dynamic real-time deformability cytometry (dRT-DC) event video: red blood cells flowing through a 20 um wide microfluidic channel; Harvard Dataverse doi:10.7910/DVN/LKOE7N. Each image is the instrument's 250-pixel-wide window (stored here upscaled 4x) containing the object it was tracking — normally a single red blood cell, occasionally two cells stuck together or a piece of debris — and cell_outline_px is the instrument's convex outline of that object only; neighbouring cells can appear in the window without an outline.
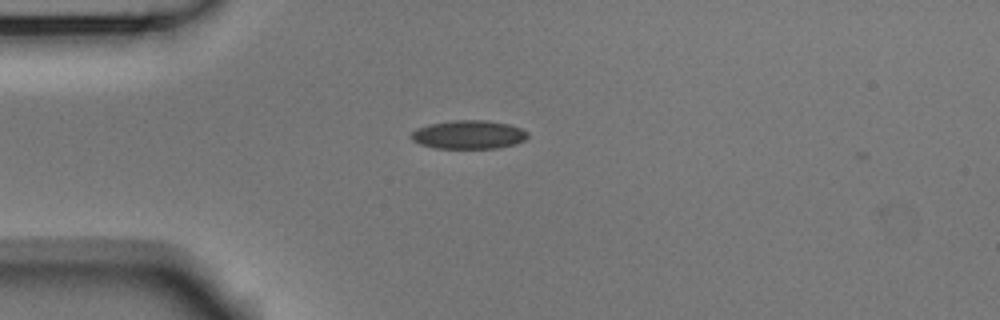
{"species": "Egyptian fruit bat (a non-hibernating species)", "species_latin": "Rousettus aegyptiacus", "temperature_condition": "room temperature", "stored_images_in_passage": 38, "camera_frame_rate_fps": 3000, "um_per_image_px": 0.085, "animal": {"sex": "male"}, "frame": {"image": 1, "passage_image": 1, "time_ms": 0.0, "image_size_px": [1000, 320], "cell_outline_px": [[528, 136], [524, 140], [516, 144], [500, 148], [432, 148], [420, 144], [412, 140], [408, 136], [416, 128], [428, 124], [452, 120], [488, 120], [508, 124], [520, 128], [528, 132]], "centroid_in_image_um": [39.81, 11.44], "position_along_channel_um": 45.2, "area_um2": 19.65}}
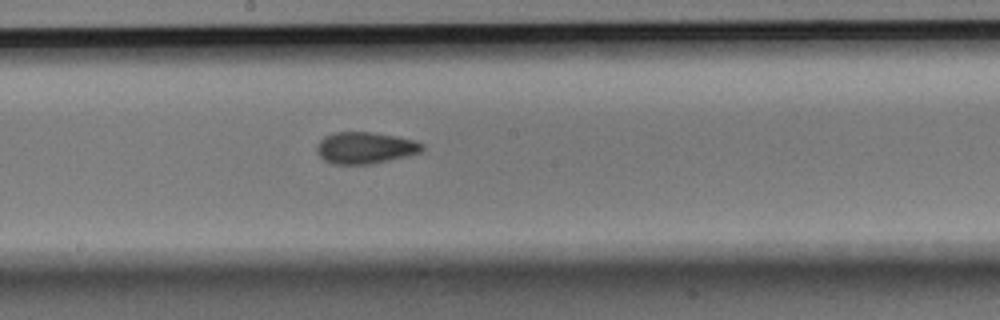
{"frame": {"image": 2, "passage_image": 16, "time_ms": 5.0, "image_size_px": [1000, 320], "cell_outline_px": [[424, 148], [420, 152], [408, 156], [372, 164], [332, 164], [324, 160], [316, 152], [316, 144], [324, 136], [336, 132], [372, 132], [396, 136], [412, 140], [424, 144]], "centroid_in_image_um": [31.02, 12.57], "position_along_channel_um": 217.2, "area_um2": 19.54}}
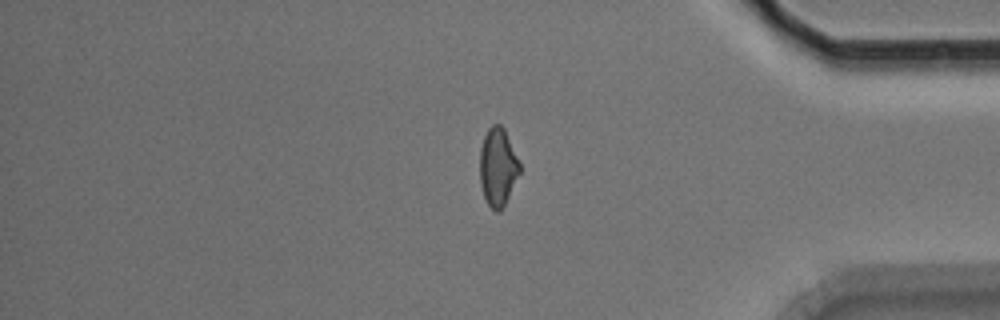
{"frame": {"image": 3, "passage_image": 32, "time_ms": 10.333, "image_size_px": [1000, 320], "cell_outline_px": [[520, 172], [500, 212], [496, 212], [488, 204], [484, 196], [480, 184], [480, 148], [484, 136], [488, 128], [492, 124], [500, 124], [504, 128], [520, 164]], "centroid_in_image_um": [42.3, 14.17], "position_along_channel_um": 392.9, "area_um2": 17.92}}